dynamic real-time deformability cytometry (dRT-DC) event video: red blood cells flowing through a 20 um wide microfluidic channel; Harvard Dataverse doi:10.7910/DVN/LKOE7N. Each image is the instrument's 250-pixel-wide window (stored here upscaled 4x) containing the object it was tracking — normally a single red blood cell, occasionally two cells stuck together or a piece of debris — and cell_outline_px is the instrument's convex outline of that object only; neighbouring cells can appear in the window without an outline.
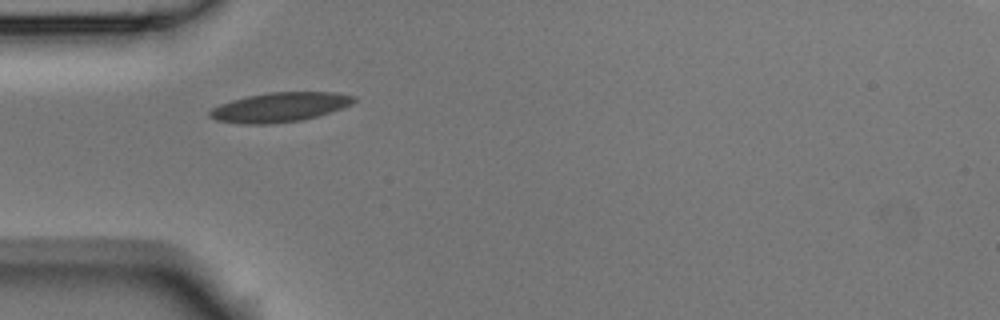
{"species": "Egyptian fruit bat (a non-hibernating species)", "species_latin": "Rousettus aegyptiacus", "temperature_condition": "room temperature", "stored_images_in_passage": 6, "camera_frame_rate_fps": 3000, "um_per_image_px": 0.085, "animal": {"sex": "male"}, "frame": {"image": 1, "passage_image": 6, "time_ms": 1.667, "image_size_px": [1000, 320], "cell_outline_px": [[356, 100], [340, 108], [316, 116], [300, 120], [272, 124], [240, 124], [216, 120], [208, 116], [208, 112], [212, 108], [220, 104], [232, 100], [248, 96], [268, 92], [336, 92], [356, 96]], "centroid_in_image_um": [23.72, 9.11], "position_along_channel_um": 61.3, "area_um2": 24.57}}